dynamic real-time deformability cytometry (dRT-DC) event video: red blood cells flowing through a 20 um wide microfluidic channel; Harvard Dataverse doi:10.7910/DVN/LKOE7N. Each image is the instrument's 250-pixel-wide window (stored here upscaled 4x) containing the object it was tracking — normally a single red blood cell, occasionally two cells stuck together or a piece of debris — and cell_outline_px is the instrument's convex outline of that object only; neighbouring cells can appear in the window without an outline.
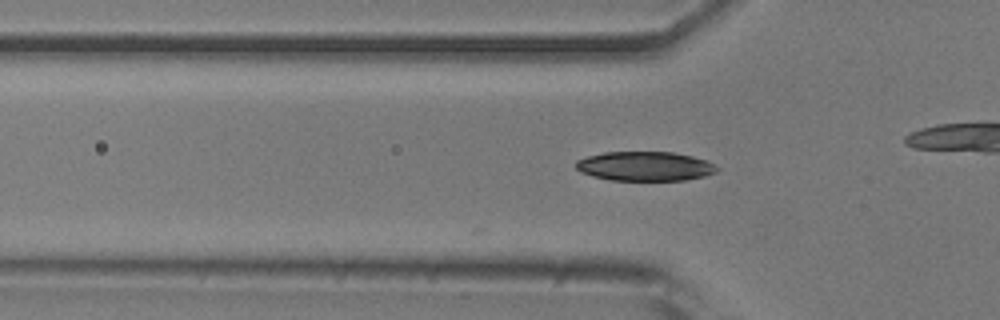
{"species": "common noctule bat (a hibernating species)", "species_latin": "Nyctalus noctula", "temperature_condition": "room temperature", "stored_images_in_passage": 4, "camera_frame_rate_fps": 3000, "um_per_image_px": 0.085, "animal": {"sex": "male", "body_mass_g": 20.5, "forearm_length_mm": 52.5}, "frame": {"image": 1, "passage_image": 4, "time_ms": 1.0, "image_size_px": [1000, 320], "cell_outline_px": [[720, 168], [716, 172], [704, 176], [684, 180], [612, 180], [592, 176], [580, 172], [576, 168], [576, 160], [588, 156], [604, 152], [672, 152], [692, 156], [708, 160]], "centroid_in_image_um": [54.84, 14.12], "position_along_channel_um": 71.0, "area_um2": 24.16}}